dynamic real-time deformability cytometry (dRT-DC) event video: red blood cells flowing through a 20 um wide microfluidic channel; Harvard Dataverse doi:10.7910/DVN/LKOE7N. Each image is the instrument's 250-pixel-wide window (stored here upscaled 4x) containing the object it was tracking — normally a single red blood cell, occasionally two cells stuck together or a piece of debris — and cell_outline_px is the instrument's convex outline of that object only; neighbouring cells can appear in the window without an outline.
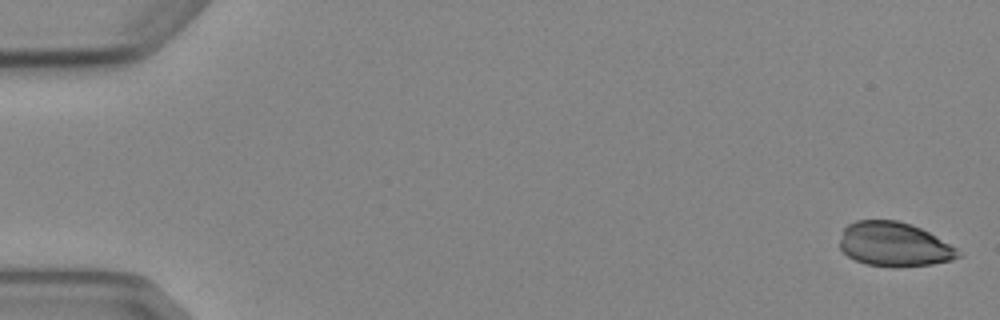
{"species": "Egyptian fruit bat (a non-hibernating species)", "species_latin": "Rousettus aegyptiacus", "temperature_condition": "cold", "stored_images_in_passage": 6, "camera_frame_rate_fps": 3000, "um_per_image_px": 0.085, "animal": {"sex": "female"}, "frame": {"image": 1, "passage_image": 1, "time_ms": 0.0, "image_size_px": [1000, 320], "cell_outline_px": [[964, 256], [952, 260], [932, 264], [892, 268], [868, 264], [856, 260], [848, 256], [840, 248], [840, 240], [844, 228], [848, 224], [856, 220], [896, 220], [912, 224], [928, 232], [956, 248]], "centroid_in_image_um": [76.01, 20.78], "position_along_channel_um": 9.0, "area_um2": 30.58}}
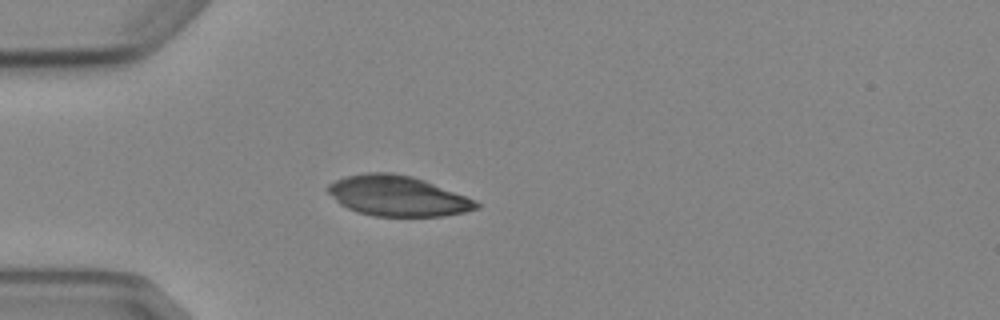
{"frame": {"image": 2, "passage_image": 5, "time_ms": 4.667, "image_size_px": [1000, 320], "cell_outline_px": [[480, 208], [464, 212], [444, 216], [372, 216], [356, 212], [340, 204], [328, 192], [328, 184], [344, 176], [368, 172], [392, 172], [412, 176], [424, 180], [476, 200], [480, 204]], "centroid_in_image_um": [33.8, 16.65], "position_along_channel_um": 51.2, "area_um2": 34.91}}